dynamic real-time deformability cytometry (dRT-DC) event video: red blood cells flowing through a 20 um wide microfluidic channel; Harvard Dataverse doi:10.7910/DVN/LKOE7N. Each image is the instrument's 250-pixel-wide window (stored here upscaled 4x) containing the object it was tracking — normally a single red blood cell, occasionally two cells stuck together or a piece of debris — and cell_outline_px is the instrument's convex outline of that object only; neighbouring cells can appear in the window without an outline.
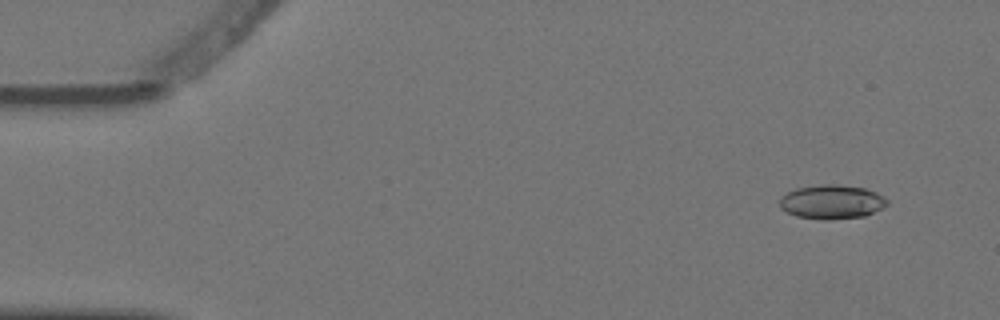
{"species": "Egyptian fruit bat (a non-hibernating species)", "species_latin": "Rousettus aegyptiacus", "temperature_condition": "warm", "stored_images_in_passage": 4, "camera_frame_rate_fps": 3000, "um_per_image_px": 0.085, "animal": {"sex": "female"}, "frame": {"image": 1, "passage_image": 2, "time_ms": 0.333, "image_size_px": [1000, 320], "cell_outline_px": [[888, 204], [864, 216], [828, 220], [820, 220], [796, 216], [780, 208], [780, 196], [796, 188], [820, 184], [836, 184], [864, 188], [876, 192], [884, 196], [888, 200]], "centroid_in_image_um": [70.68, 17.15], "position_along_channel_um": 14.3, "area_um2": 21.39}}